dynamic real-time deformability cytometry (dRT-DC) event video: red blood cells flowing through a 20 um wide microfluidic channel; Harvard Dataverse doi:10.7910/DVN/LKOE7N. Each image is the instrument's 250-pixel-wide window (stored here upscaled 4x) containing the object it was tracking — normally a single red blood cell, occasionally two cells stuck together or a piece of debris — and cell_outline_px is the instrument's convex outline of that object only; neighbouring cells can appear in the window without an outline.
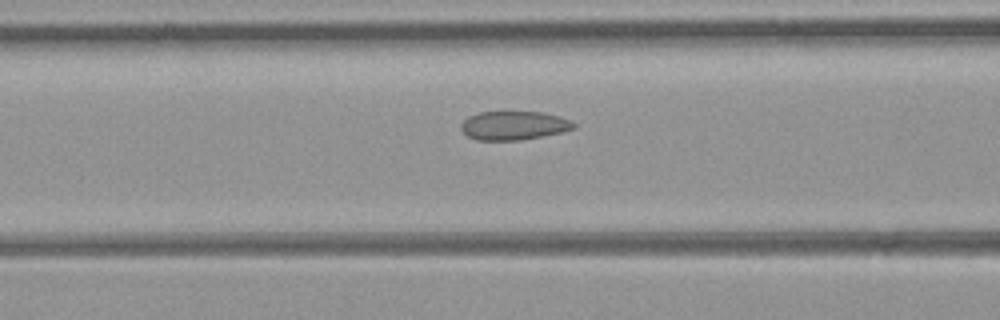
{"species": "common noctule bat (a hibernating species)", "species_latin": "Nyctalus noctula", "temperature_condition": "room temperature", "stored_images_in_passage": 23, "camera_frame_rate_fps": 3000, "um_per_image_px": 0.085, "animal": {"sex": "female", "body_mass_g": 21.9}, "frame": {"image": 1, "passage_image": 4, "time_ms": 1.0, "image_size_px": [1000, 320], "cell_outline_px": [[576, 128], [560, 132], [520, 140], [476, 140], [468, 136], [460, 128], [460, 124], [468, 116], [480, 112], [540, 112], [560, 116], [572, 120], [576, 124]], "centroid_in_image_um": [43.67, 10.66], "position_along_channel_um": 122.9, "area_um2": 18.84}}
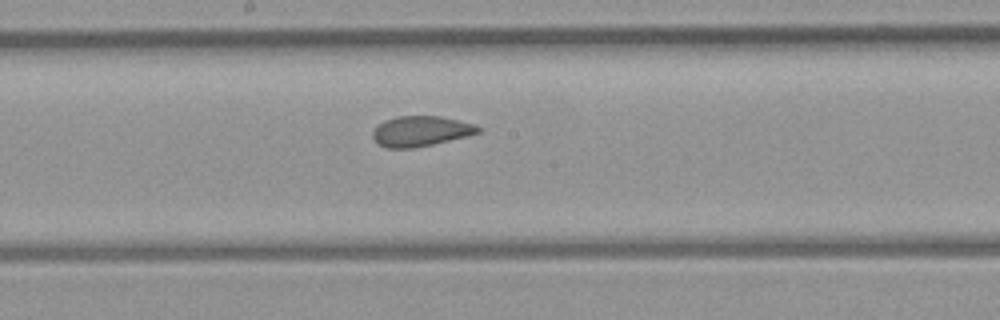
{"frame": {"image": 2, "passage_image": 10, "time_ms": 3.0, "image_size_px": [1000, 320], "cell_outline_px": [[480, 132], [468, 136], [432, 144], [412, 148], [388, 148], [380, 144], [372, 136], [372, 132], [384, 120], [396, 116], [440, 116], [476, 124], [480, 128]], "centroid_in_image_um": [35.79, 11.14], "position_along_channel_um": 212.4, "area_um2": 18.44}}
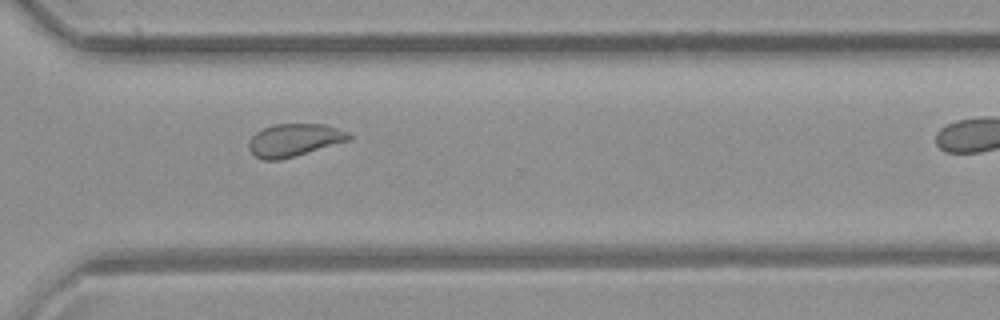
{"frame": {"image": 3, "passage_image": 19, "time_ms": 6.0, "image_size_px": [1000, 320], "cell_outline_px": [[352, 140], [296, 156], [280, 160], [264, 160], [256, 156], [248, 148], [248, 140], [256, 132], [264, 128], [276, 124], [324, 124], [348, 132], [352, 136]], "centroid_in_image_um": [25.03, 11.91], "position_along_channel_um": 345.6, "area_um2": 19.19}}